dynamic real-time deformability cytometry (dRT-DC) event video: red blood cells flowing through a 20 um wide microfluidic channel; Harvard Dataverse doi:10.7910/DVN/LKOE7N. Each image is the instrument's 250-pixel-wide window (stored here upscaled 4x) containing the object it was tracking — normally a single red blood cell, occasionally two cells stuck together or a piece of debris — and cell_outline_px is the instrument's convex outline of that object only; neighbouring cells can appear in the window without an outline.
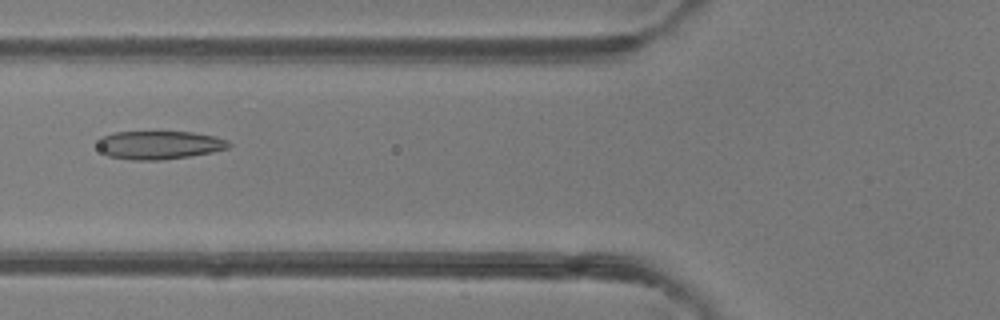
{"species": "common noctule bat (a hibernating species)", "species_latin": "Nyctalus noctula", "temperature_condition": "room temperature", "stored_images_in_passage": 49, "camera_frame_rate_fps": 3000, "um_per_image_px": 0.085, "animal": {"sex": "female"}, "frame": {"image": 1, "passage_image": 19, "time_ms": 6.0, "image_size_px": [1000, 320], "cell_outline_px": [[232, 144], [228, 148], [212, 152], [188, 156], [160, 160], [132, 160], [108, 156], [96, 144], [100, 136], [112, 132], [192, 132], [216, 136], [228, 140]], "centroid_in_image_um": [13.53, 12.32], "position_along_channel_um": 112.3, "area_um2": 21.73}}
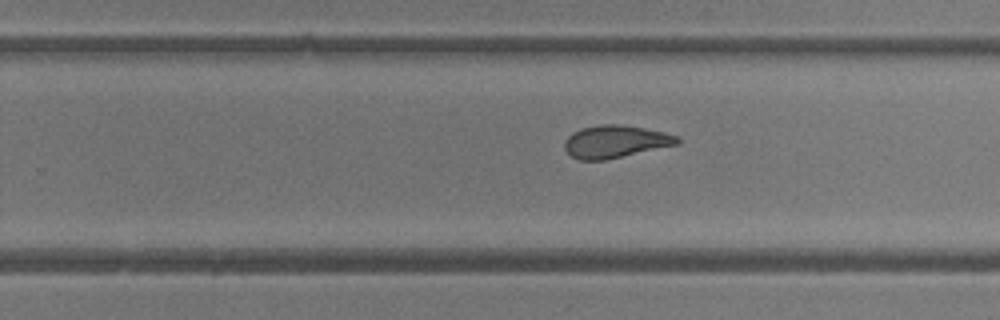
{"frame": {"image": 2, "passage_image": 31, "time_ms": 10.0, "image_size_px": [1000, 320], "cell_outline_px": [[680, 144], [604, 160], [580, 160], [572, 156], [564, 148], [564, 140], [572, 132], [580, 128], [600, 124], [616, 124], [644, 128], [664, 132], [676, 136], [680, 140]], "centroid_in_image_um": [52.28, 12.03], "position_along_channel_um": 277.5, "area_um2": 21.33}}
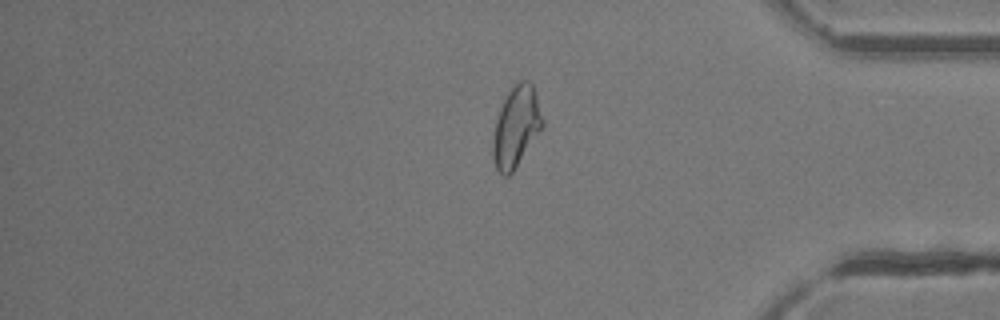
{"frame": {"image": 3, "passage_image": 41, "time_ms": 13.333, "image_size_px": [1000, 320], "cell_outline_px": [[544, 124], [512, 172], [508, 176], [500, 176], [496, 168], [492, 156], [492, 140], [496, 120], [500, 108], [508, 92], [516, 80], [528, 80], [532, 84], [536, 92], [544, 120]], "centroid_in_image_um": [43.86, 10.74], "position_along_channel_um": 391.3, "area_um2": 23.29}, "authors_computed_cell_mechanics": {"area_um2": 23.4668, "velocity_mm_per_s": 4.1297, "shape_relaxation_time_tau1_ms": null, "shape_relaxation_time_tau2_ms": 1.7729, "deformation_change_tau1": null, "deformation_change_tau2": 0.0782}}